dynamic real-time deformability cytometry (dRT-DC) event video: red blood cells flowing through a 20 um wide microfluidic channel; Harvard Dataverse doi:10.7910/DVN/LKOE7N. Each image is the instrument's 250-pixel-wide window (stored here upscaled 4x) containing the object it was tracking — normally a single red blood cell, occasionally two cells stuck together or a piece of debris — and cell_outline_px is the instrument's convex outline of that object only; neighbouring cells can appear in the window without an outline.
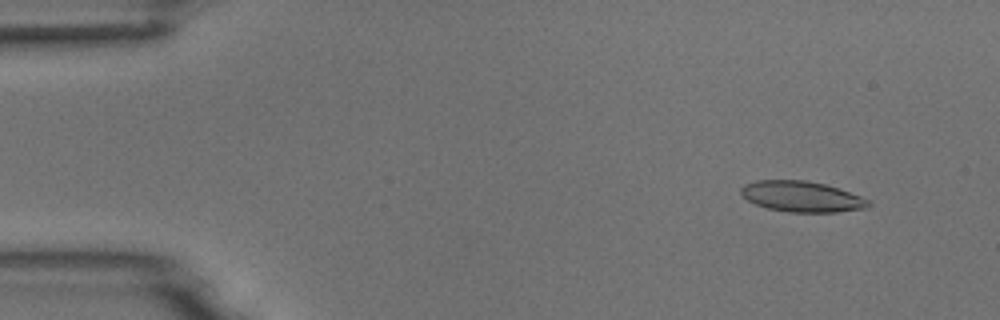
{"species": "common noctule bat (a hibernating species)", "species_latin": "Nyctalus noctula", "temperature_condition": "room temperature", "stored_images_in_passage": 54, "camera_frame_rate_fps": 3000, "um_per_image_px": 0.085, "animal": {"sex": "male", "body_mass_g": 18.8}, "frame": {"image": 1, "passage_image": 5, "time_ms": 1.333, "image_size_px": [1000, 320], "cell_outline_px": [[872, 204], [868, 208], [836, 212], [788, 212], [768, 208], [756, 204], [748, 200], [740, 192], [740, 188], [744, 184], [756, 180], [804, 180], [824, 184], [872, 200]], "centroid_in_image_um": [68.16, 16.71], "position_along_channel_um": 16.8, "area_um2": 22.77}}
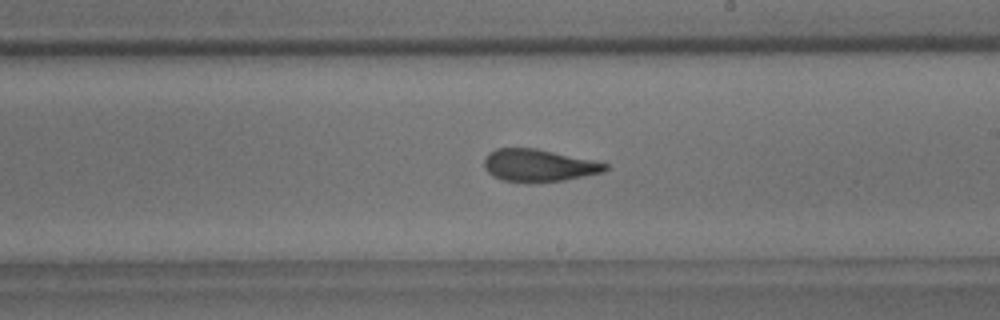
{"frame": {"image": 2, "passage_image": 31, "time_ms": 10.0, "image_size_px": [1000, 320], "cell_outline_px": [[608, 168], [604, 172], [564, 180], [532, 184], [504, 180], [492, 176], [484, 168], [484, 156], [488, 152], [496, 148], [536, 148], [608, 164]], "centroid_in_image_um": [45.72, 14.08], "position_along_channel_um": 243.3, "area_um2": 23.0}}
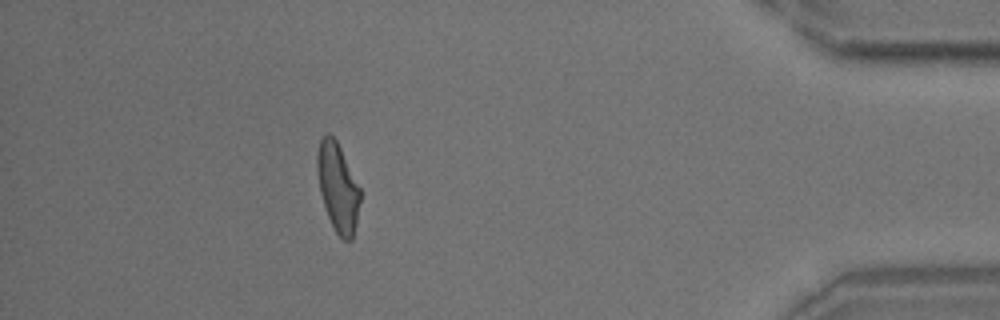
{"frame": {"image": 3, "passage_image": 48, "time_ms": 15.667, "image_size_px": [1000, 320], "cell_outline_px": [[360, 200], [356, 224], [352, 240], [344, 240], [336, 232], [328, 216], [320, 192], [316, 172], [316, 156], [320, 140], [328, 132], [336, 140], [360, 188]], "centroid_in_image_um": [28.7, 15.92], "position_along_channel_um": 406.5, "area_um2": 21.91}, "authors_computed_cell_mechanics": {"area_um2": 23.0333, "velocity_mm_per_s": 3.7506, "shape_relaxation_time_tau1_ms": 5.1388, "shape_relaxation_time_tau2_ms": 2.0295, "deformation_change_tau1": 0.169, "deformation_change_tau2": 0.0935}}